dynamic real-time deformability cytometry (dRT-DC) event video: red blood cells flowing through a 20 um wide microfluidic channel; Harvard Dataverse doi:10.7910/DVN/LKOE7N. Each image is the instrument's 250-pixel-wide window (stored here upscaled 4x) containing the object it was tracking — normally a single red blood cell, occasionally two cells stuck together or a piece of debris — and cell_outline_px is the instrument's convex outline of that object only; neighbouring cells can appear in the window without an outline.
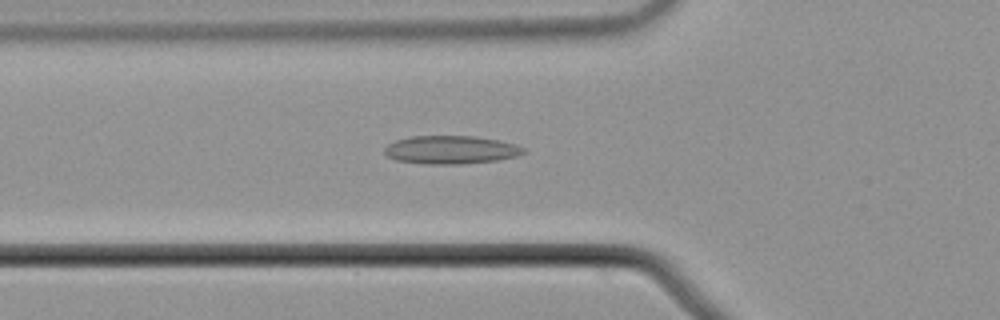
{"species": "common noctule bat (a hibernating species)", "species_latin": "Nyctalus noctula", "temperature_condition": "cold", "stored_images_in_passage": 48, "camera_frame_rate_fps": 3000, "um_per_image_px": 0.085, "animal": {"sex": "male", "body_mass_g": 21.5, "forearm_length_mm": 52.0}, "frame": {"image": 1, "passage_image": 18, "time_ms": 5.667, "image_size_px": [1000, 320], "cell_outline_px": [[528, 152], [516, 156], [496, 160], [460, 164], [424, 164], [396, 160], [388, 156], [384, 152], [384, 148], [388, 144], [396, 140], [408, 136], [476, 136], [500, 140], [516, 144], [528, 148]], "centroid_in_image_um": [38.36, 12.72], "position_along_channel_um": 87.4, "area_um2": 23.12}}
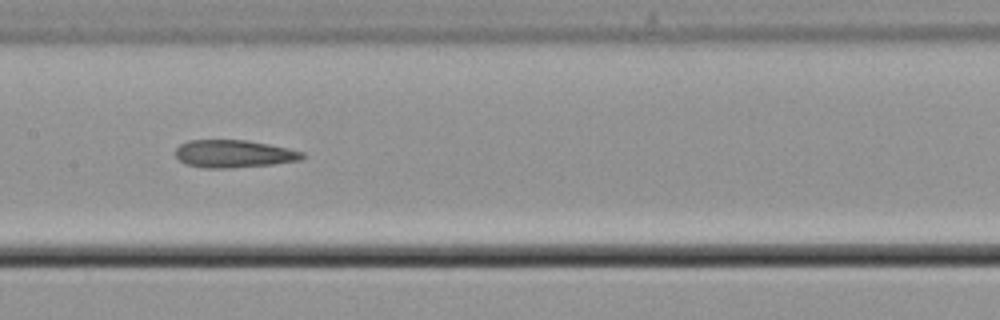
{"frame": {"image": 2, "passage_image": 26, "time_ms": 8.333, "image_size_px": [1000, 320], "cell_outline_px": [[304, 156], [300, 160], [272, 164], [232, 168], [204, 168], [184, 164], [176, 156], [176, 148], [180, 144], [188, 140], [244, 140], [268, 144], [288, 148], [304, 152]], "centroid_in_image_um": [19.85, 13.07], "position_along_channel_um": 187.6, "area_um2": 20.4}}
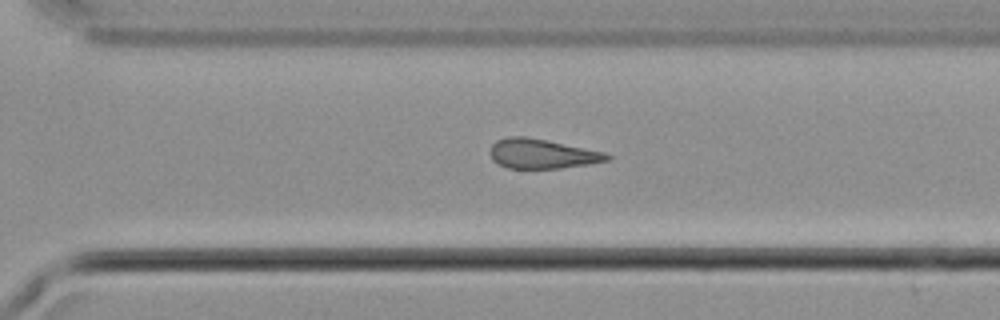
{"frame": {"image": 3, "passage_image": 37, "time_ms": 12.0, "image_size_px": [1000, 320], "cell_outline_px": [[612, 160], [588, 164], [560, 168], [508, 168], [492, 160], [488, 152], [492, 144], [496, 140], [508, 136], [524, 136], [548, 140], [604, 152], [612, 156]], "centroid_in_image_um": [46.06, 13.06], "position_along_channel_um": 324.5, "area_um2": 20.29}}